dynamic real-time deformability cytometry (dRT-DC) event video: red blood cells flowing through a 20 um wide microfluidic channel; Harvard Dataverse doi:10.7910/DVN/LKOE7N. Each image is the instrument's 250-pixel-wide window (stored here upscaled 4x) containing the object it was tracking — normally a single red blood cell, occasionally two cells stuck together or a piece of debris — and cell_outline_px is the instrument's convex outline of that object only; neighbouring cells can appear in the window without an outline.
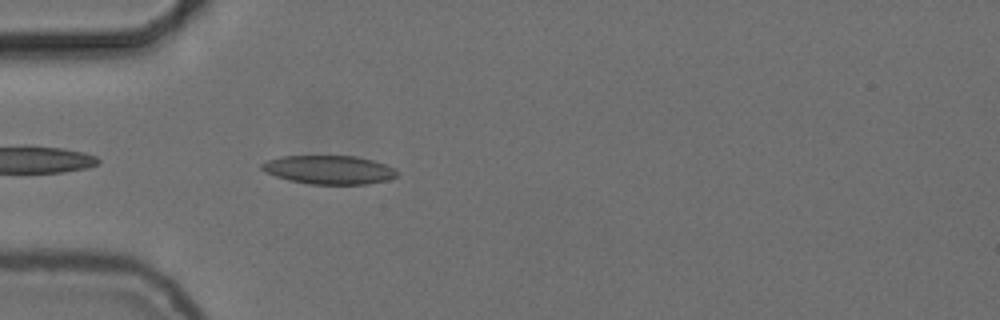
{"species": "common noctule bat (a hibernating species)", "species_latin": "Nyctalus noctula", "temperature_condition": "cold", "stored_images_in_passage": 25, "camera_frame_rate_fps": 3000, "um_per_image_px": 0.085, "animal": {"sex": "female", "body_mass_g": 24.6, "forearm_length_mm": 56.2}, "frame": {"image": 1, "passage_image": 2, "time_ms": 0.333, "image_size_px": [1000, 320], "cell_outline_px": [[400, 172], [396, 176], [388, 180], [368, 184], [312, 184], [288, 180], [264, 172], [260, 168], [260, 164], [268, 160], [280, 156], [356, 156], [372, 160], [396, 168]], "centroid_in_image_um": [27.98, 14.43], "position_along_channel_um": 57.0, "area_um2": 22.72}}
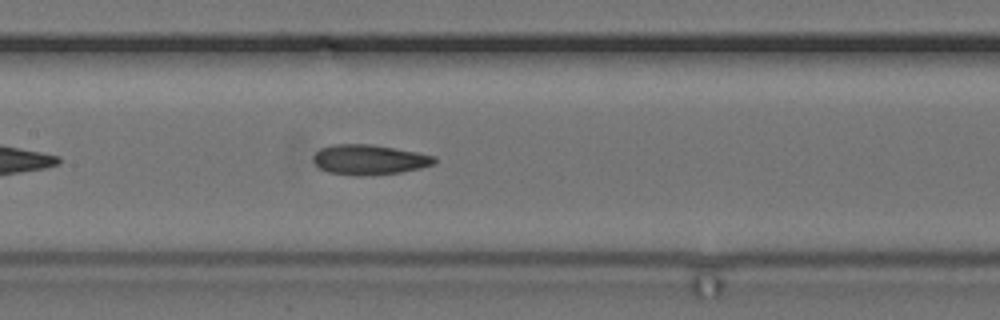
{"frame": {"image": 2, "passage_image": 12, "time_ms": 3.667, "image_size_px": [1000, 320], "cell_outline_px": [[436, 164], [420, 168], [400, 172], [360, 176], [356, 176], [328, 172], [320, 168], [312, 160], [312, 156], [320, 148], [332, 144], [372, 144], [416, 152], [436, 156]], "centroid_in_image_um": [31.37, 13.56], "position_along_channel_um": 176.0, "area_um2": 21.27}}
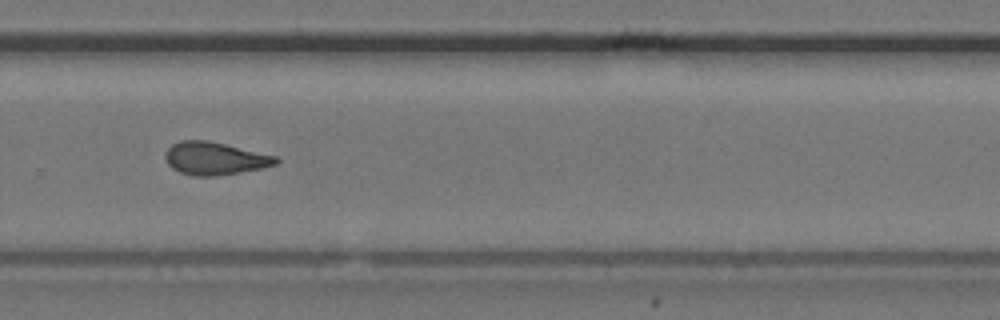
{"frame": {"image": 3, "passage_image": 23, "time_ms": 7.333, "image_size_px": [1000, 320], "cell_outline_px": [[280, 160], [276, 164], [264, 168], [240, 172], [212, 176], [192, 176], [180, 172], [172, 168], [168, 164], [164, 156], [168, 148], [172, 144], [180, 140], [208, 140], [280, 156]], "centroid_in_image_um": [18.3, 13.46], "position_along_channel_um": 311.5, "area_um2": 21.39}}